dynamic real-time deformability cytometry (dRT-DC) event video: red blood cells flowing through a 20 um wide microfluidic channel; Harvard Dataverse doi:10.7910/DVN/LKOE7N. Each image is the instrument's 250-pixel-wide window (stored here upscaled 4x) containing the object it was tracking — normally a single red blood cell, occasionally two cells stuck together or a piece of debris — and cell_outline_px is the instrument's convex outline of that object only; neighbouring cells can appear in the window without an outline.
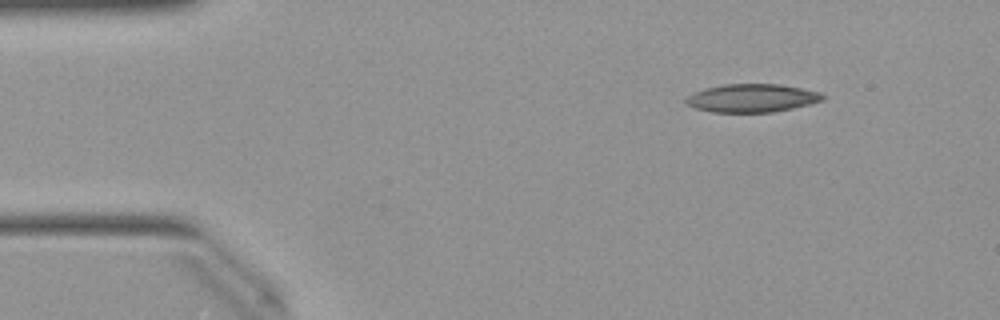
{"species": "Egyptian fruit bat (a non-hibernating species)", "species_latin": "Rousettus aegyptiacus", "temperature_condition": "warm", "stored_images_in_passage": 45, "camera_frame_rate_fps": 3000, "um_per_image_px": 0.085, "animal": {"sex": "female"}, "frame": {"image": 1, "passage_image": 1, "time_ms": 0.0, "image_size_px": [1000, 320], "cell_outline_px": [[824, 100], [792, 108], [772, 112], [712, 112], [696, 108], [688, 104], [684, 100], [688, 96], [696, 92], [708, 88], [724, 84], [776, 84], [800, 88], [820, 92], [824, 96]], "centroid_in_image_um": [63.93, 8.34], "position_along_channel_um": 21.1, "area_um2": 22.08}}
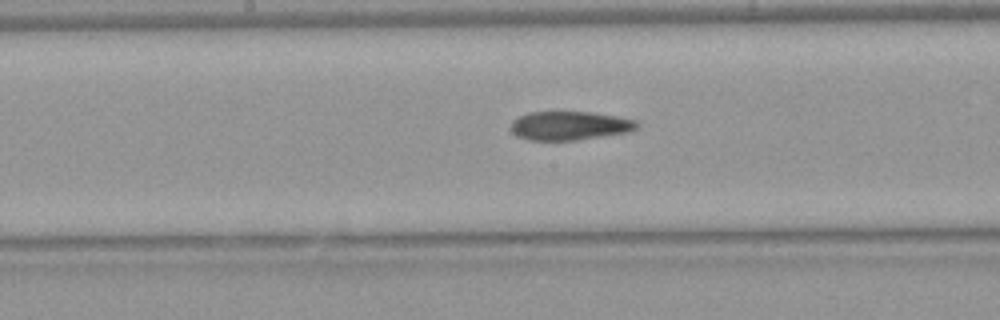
{"frame": {"image": 2, "passage_image": 20, "time_ms": 6.333, "image_size_px": [1000, 320], "cell_outline_px": [[640, 128], [628, 132], [576, 140], [528, 140], [516, 136], [512, 132], [512, 120], [528, 112], [592, 112], [616, 116], [636, 120], [640, 124]], "centroid_in_image_um": [48.45, 10.68], "position_along_channel_um": 199.8, "area_um2": 21.21}}
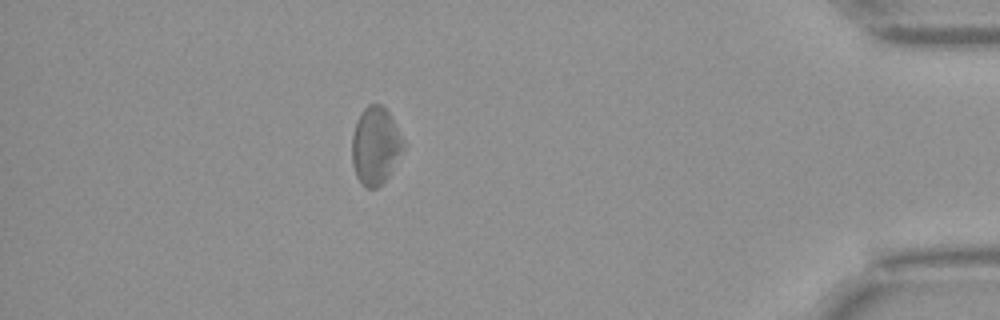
{"frame": {"image": 3, "passage_image": 39, "time_ms": 12.667, "image_size_px": [1000, 320], "cell_outline_px": [[404, 148], [388, 176], [376, 188], [364, 188], [356, 176], [352, 164], [352, 136], [356, 120], [364, 108], [368, 104], [380, 104], [392, 116], [404, 140]], "centroid_in_image_um": [31.9, 12.38], "position_along_channel_um": 403.3, "area_um2": 23.24}, "authors_computed_cell_mechanics": {"area_um2": 22.4842, "velocity_mm_per_s": 4.0015, "shape_relaxation_time_tau1_ms": 9.2623, "shape_relaxation_time_tau2_ms": 10.9462, "deformation_change_tau1": 0.1457, "deformation_change_tau2": 0.2616}}